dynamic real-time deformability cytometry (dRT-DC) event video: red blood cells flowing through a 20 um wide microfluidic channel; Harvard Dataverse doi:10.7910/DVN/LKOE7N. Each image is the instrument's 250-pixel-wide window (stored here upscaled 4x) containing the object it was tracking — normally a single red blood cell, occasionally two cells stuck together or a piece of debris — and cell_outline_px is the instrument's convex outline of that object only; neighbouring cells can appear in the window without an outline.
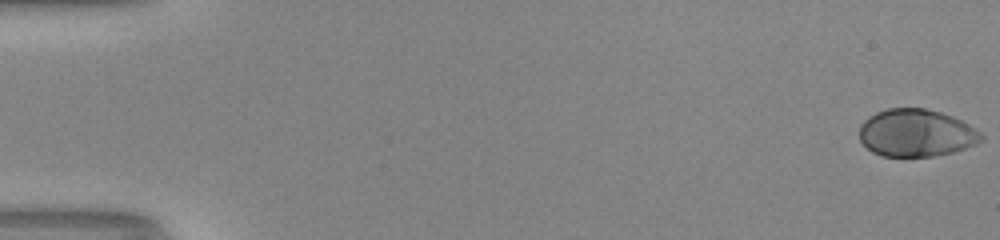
{"species": "human", "species_latin": "Homo sapiens", "temperature_condition": "room temperature", "stored_images_in_passage": 52, "camera_frame_rate_fps": 3000, "um_per_image_px": 0.085, "donor": {"sex": "male"}, "frame": {"image": 1, "passage_image": 1, "time_ms": 0.0, "image_size_px": [1000, 240], "cell_outline_px": [[984, 140], [976, 144], [952, 152], [932, 156], [880, 156], [872, 152], [860, 140], [860, 124], [868, 116], [876, 112], [888, 108], [924, 108], [940, 112], [952, 116], [968, 124], [980, 132], [984, 136]], "centroid_in_image_um": [77.87, 11.3], "position_along_channel_um": 7.1, "area_um2": 33.7}}
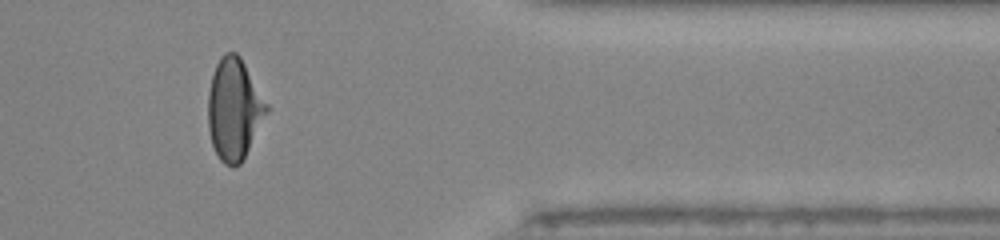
{"frame": {"image": 2, "passage_image": 44, "time_ms": 14.333, "image_size_px": [1000, 240], "cell_outline_px": [[268, 112], [240, 164], [232, 168], [224, 164], [220, 160], [212, 144], [208, 128], [208, 92], [212, 76], [216, 64], [220, 56], [224, 52], [236, 52], [240, 56], [268, 104]], "centroid_in_image_um": [19.89, 9.27], "position_along_channel_um": 391.5, "area_um2": 34.51}}
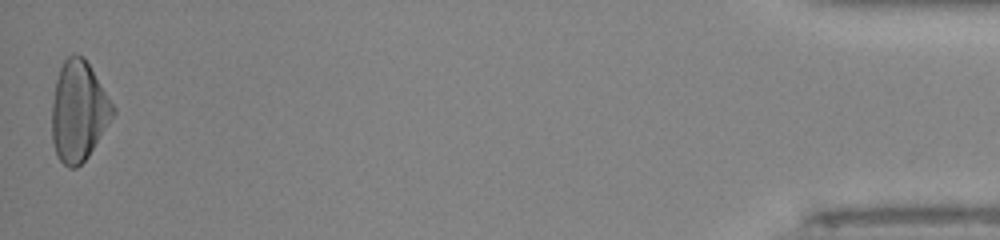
{"frame": {"image": 3, "passage_image": 52, "time_ms": 17.0, "image_size_px": [1000, 240], "cell_outline_px": [[116, 112], [88, 156], [76, 168], [68, 168], [56, 156], [52, 140], [52, 104], [56, 80], [60, 68], [64, 60], [72, 52], [76, 52], [84, 56], [116, 108]], "centroid_in_image_um": [6.68, 9.43], "position_along_channel_um": 428.5, "area_um2": 35.72}, "authors_computed_cell_mechanics": {"area_um2": 34.0731, "velocity_mm_per_s": 4.1313, "shape_relaxation_time_tau1_ms": 4.2598, "shape_relaxation_time_tau2_ms": null, "deformation_change_tau1": 0.2138, "deformation_change_tau2": null}}